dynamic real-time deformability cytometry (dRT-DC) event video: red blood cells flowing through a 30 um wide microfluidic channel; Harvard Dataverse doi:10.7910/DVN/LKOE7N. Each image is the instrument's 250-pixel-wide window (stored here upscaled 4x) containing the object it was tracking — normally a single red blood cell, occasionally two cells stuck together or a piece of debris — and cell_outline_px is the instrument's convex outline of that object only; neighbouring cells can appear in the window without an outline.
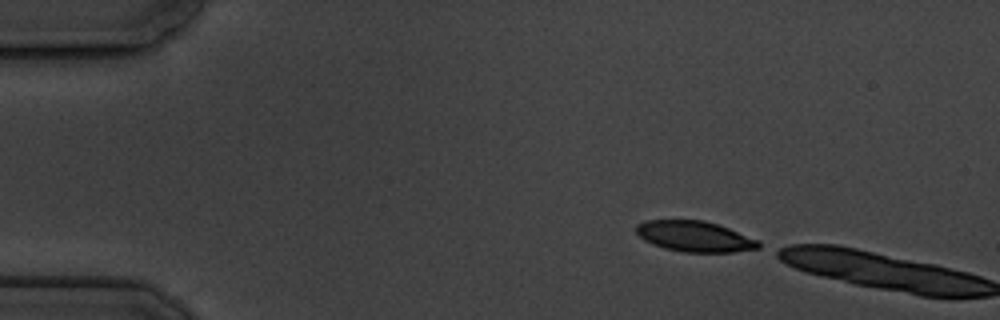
{"species": "common noctule bat (a hibernating species)", "species_latin": "Nyctalus noctula", "temperature_condition": "cold", "stored_images_in_passage": 2, "camera_frame_rate_fps": 3000, "um_per_image_px": 0.085, "animal": {"sex": "male", "body_mass_g": 19.5, "forearm_length_mm": 54.6}, "frame": {"image": 1, "passage_image": 1, "time_ms": 0.0, "image_size_px": [1000, 320], "cell_outline_px": [[760, 248], [732, 252], [684, 252], [664, 248], [652, 244], [644, 240], [636, 232], [636, 224], [644, 220], [704, 220], [728, 228], [760, 240]], "centroid_in_image_um": [59.04, 20.09], "position_along_channel_um": 26.0, "area_um2": 21.91}}